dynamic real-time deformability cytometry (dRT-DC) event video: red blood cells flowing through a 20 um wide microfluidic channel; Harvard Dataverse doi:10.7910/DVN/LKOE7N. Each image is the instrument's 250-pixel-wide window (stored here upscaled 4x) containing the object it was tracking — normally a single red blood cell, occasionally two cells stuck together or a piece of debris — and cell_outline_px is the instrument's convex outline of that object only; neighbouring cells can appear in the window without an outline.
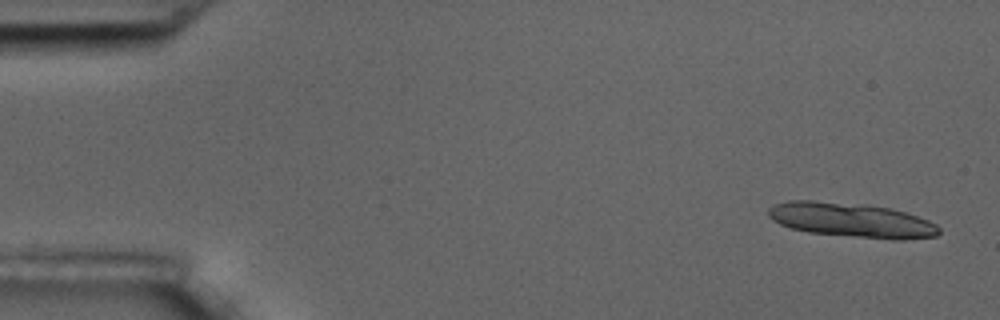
{"species": "common noctule bat (a hibernating species)", "species_latin": "Nyctalus noctula", "temperature_condition": "room temperature", "stored_images_in_passage": 5, "camera_frame_rate_fps": 3000, "um_per_image_px": 0.085, "animal": {"sex": "male", "body_mass_g": 17.5, "forearm_length_mm": 52.3}, "frame": {"image": 1, "passage_image": 1, "time_ms": 0.0, "image_size_px": [1000, 320], "cell_outline_px": [[940, 232], [936, 236], [904, 240], [892, 240], [808, 232], [792, 228], [780, 224], [772, 220], [768, 216], [768, 208], [772, 204], [788, 200], [812, 200], [892, 208], [928, 220], [936, 224], [940, 228]], "centroid_in_image_um": [72.36, 18.71], "position_along_channel_um": 12.6, "area_um2": 34.22}}